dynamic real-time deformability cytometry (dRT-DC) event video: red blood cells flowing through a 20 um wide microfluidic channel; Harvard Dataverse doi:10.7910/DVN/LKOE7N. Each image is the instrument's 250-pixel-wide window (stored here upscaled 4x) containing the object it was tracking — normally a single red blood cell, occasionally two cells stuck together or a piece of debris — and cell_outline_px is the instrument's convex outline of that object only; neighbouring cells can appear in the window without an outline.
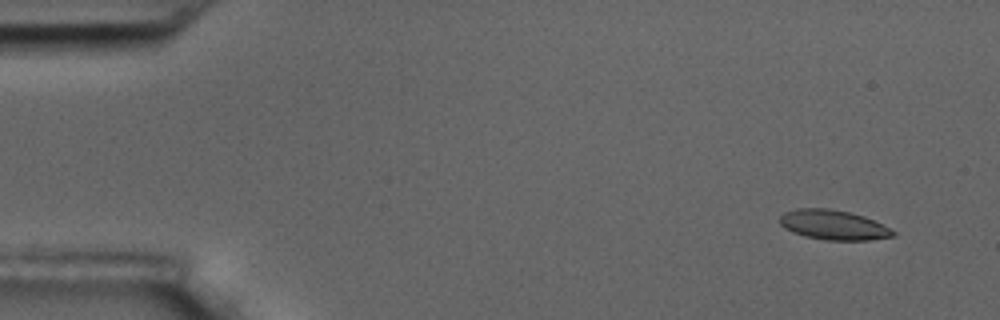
{"species": "common noctule bat (a hibernating species)", "species_latin": "Nyctalus noctula", "temperature_condition": "room temperature", "stored_images_in_passage": 4, "camera_frame_rate_fps": 3000, "um_per_image_px": 0.085, "animal": {"sex": "male", "body_mass_g": 17.5, "forearm_length_mm": 52.3}, "frame": {"image": 1, "passage_image": 1, "time_ms": 0.0, "image_size_px": [1000, 320], "cell_outline_px": [[896, 236], [868, 240], [824, 240], [804, 236], [792, 232], [784, 228], [780, 224], [780, 216], [784, 212], [796, 208], [828, 208], [848, 212], [864, 216], [896, 232]], "centroid_in_image_um": [70.8, 19.12], "position_along_channel_um": 14.2, "area_um2": 19.59}}
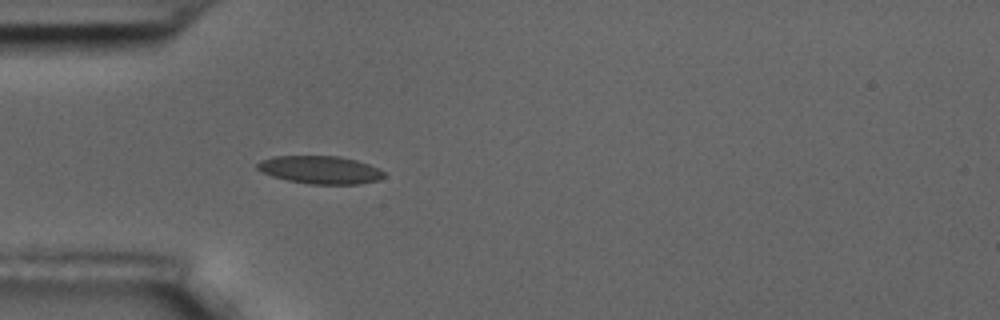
{"frame": {"image": 2, "passage_image": 4, "time_ms": 1.0, "image_size_px": [1000, 320], "cell_outline_px": [[384, 176], [380, 180], [360, 184], [312, 184], [288, 180], [272, 176], [256, 168], [256, 164], [260, 160], [272, 156], [340, 156], [356, 160], [368, 164], [384, 172]], "centroid_in_image_um": [27.21, 14.43], "position_along_channel_um": 57.8, "area_um2": 20.52}}